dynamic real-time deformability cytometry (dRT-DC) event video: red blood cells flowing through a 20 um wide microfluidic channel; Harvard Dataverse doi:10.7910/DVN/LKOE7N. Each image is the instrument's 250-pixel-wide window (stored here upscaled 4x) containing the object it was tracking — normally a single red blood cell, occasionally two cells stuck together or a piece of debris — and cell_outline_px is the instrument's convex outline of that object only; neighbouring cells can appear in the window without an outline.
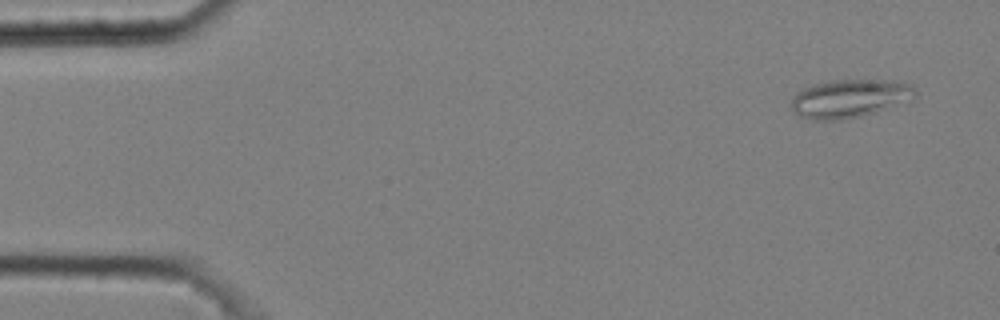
{"species": "common noctule bat (a hibernating species)", "species_latin": "Nyctalus noctula", "temperature_condition": "cold", "stored_images_in_passage": 5, "camera_frame_rate_fps": 3000, "um_per_image_px": 0.085, "animal": {"sex": "male", "body_mass_g": 20.4}, "frame": {"image": 1, "passage_image": 1, "time_ms": 0.0, "image_size_px": [1000, 320], "cell_outline_px": [[916, 96], [872, 112], [860, 116], [840, 120], [812, 120], [800, 116], [792, 112], [792, 96], [796, 92], [812, 84], [832, 80], [904, 80], [916, 88]], "centroid_in_image_um": [72.16, 8.35], "position_along_channel_um": 12.8, "area_um2": 27.46}}